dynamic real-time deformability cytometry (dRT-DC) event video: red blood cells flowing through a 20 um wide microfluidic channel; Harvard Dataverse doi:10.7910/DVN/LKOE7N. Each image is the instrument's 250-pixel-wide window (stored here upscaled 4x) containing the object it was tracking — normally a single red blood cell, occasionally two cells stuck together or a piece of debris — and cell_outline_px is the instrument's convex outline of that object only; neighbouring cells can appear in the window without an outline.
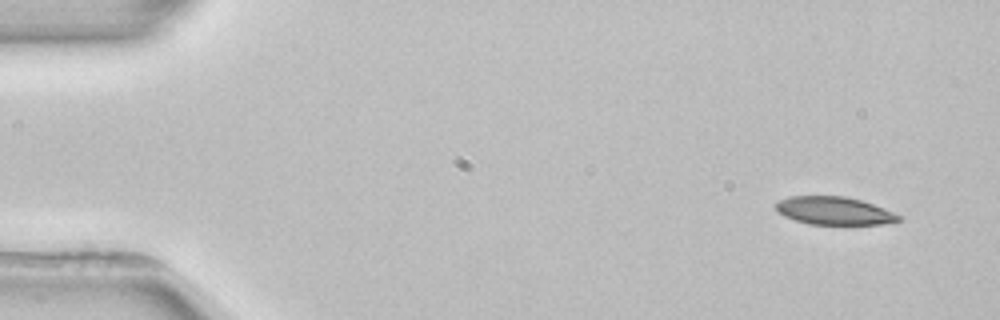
{"species": "common noctule bat (a hibernating species)", "species_latin": "Nyctalus noctula", "temperature_condition": "room temperature", "stored_images_in_passage": 4, "camera_frame_rate_fps": 3000, "um_per_image_px": 0.085, "animal": {"sex": "female", "body_mass_g": 22.7, "forearm_length_mm": 54.2}, "frame": {"image": 1, "passage_image": 1, "time_ms": 0.0, "image_size_px": [1000, 320], "cell_outline_px": [[904, 220], [884, 224], [808, 224], [784, 216], [776, 208], [776, 204], [780, 200], [788, 196], [844, 196], [860, 200], [884, 208], [904, 216]], "centroid_in_image_um": [70.97, 17.92], "position_along_channel_um": 14.0, "area_um2": 20.0}}
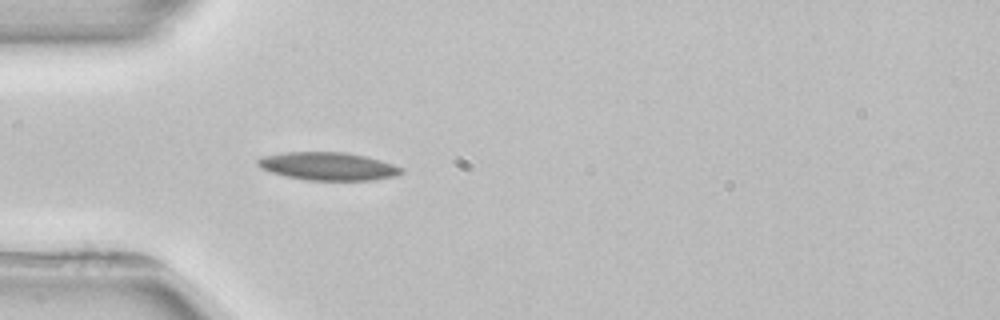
{"frame": {"image": 2, "passage_image": 4, "time_ms": 4.0, "image_size_px": [1000, 320], "cell_outline_px": [[404, 172], [396, 176], [372, 180], [308, 180], [288, 176], [272, 172], [260, 168], [256, 164], [256, 160], [260, 156], [284, 152], [344, 152], [364, 156], [380, 160], [404, 168]], "centroid_in_image_um": [27.87, 14.12], "position_along_channel_um": 57.1, "area_um2": 23.41}}